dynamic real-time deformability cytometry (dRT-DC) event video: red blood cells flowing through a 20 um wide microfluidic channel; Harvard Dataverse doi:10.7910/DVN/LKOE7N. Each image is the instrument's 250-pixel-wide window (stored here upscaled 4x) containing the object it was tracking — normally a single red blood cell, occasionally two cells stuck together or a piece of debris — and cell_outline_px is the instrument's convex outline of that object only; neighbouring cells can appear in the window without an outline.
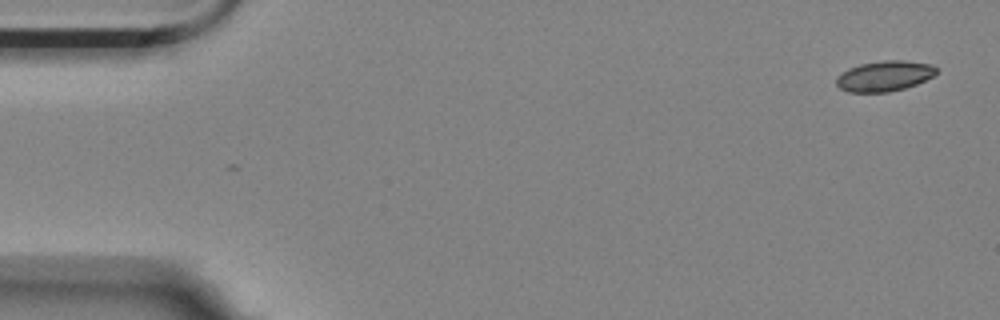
{"species": "Egyptian fruit bat (a non-hibernating species)", "species_latin": "Rousettus aegyptiacus", "temperature_condition": "room temperature", "stored_images_in_passage": 5, "camera_frame_rate_fps": 3000, "um_per_image_px": 0.085, "animal": {"sex": "female"}, "frame": {"image": 1, "passage_image": 1, "time_ms": 0.0, "image_size_px": [1000, 320], "cell_outline_px": [[936, 72], [932, 76], [916, 84], [904, 88], [888, 92], [848, 92], [840, 88], [836, 84], [836, 76], [848, 68], [860, 64], [884, 60], [904, 60], [932, 64], [936, 68]], "centroid_in_image_um": [75.14, 6.45], "position_along_channel_um": 9.9, "area_um2": 17.69}}
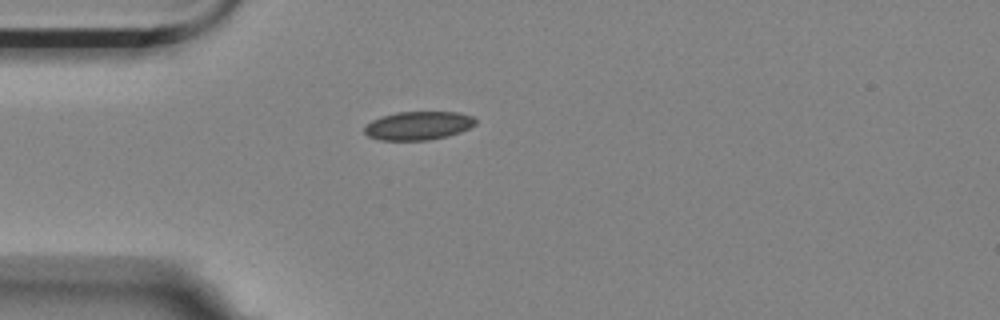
{"frame": {"image": 2, "passage_image": 5, "time_ms": 1.333, "image_size_px": [1000, 320], "cell_outline_px": [[476, 124], [460, 132], [448, 136], [428, 140], [380, 140], [368, 136], [364, 132], [364, 128], [372, 120], [380, 116], [396, 112], [460, 112], [472, 116], [476, 120]], "centroid_in_image_um": [35.55, 10.67], "position_along_channel_um": 49.4, "area_um2": 18.5}}